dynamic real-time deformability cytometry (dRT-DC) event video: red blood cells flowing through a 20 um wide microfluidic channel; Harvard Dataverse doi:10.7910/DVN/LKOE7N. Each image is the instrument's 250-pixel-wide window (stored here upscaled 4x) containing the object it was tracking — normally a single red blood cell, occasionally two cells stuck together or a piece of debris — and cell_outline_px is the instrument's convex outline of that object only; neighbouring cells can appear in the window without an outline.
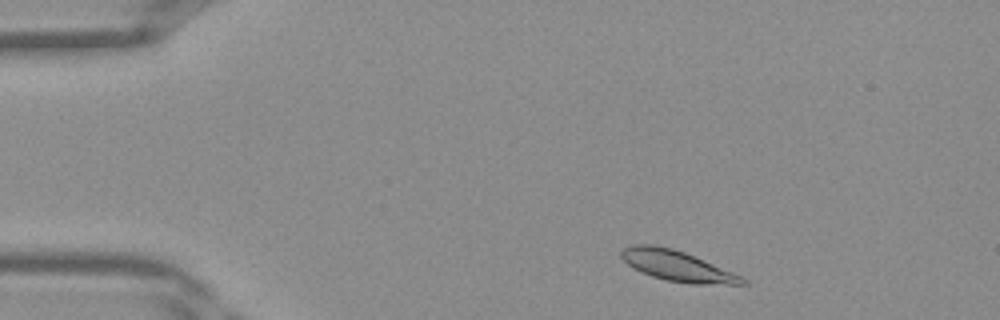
{"species": "Egyptian fruit bat (a non-hibernating species)", "species_latin": "Rousettus aegyptiacus", "temperature_condition": "warm", "stored_images_in_passage": 37, "camera_frame_rate_fps": 3000, "um_per_image_px": 0.085, "frame": {"image": 1, "passage_image": 3, "time_ms": 0.667, "image_size_px": [1000, 320], "cell_outline_px": [[748, 284], [692, 284], [668, 280], [652, 276], [628, 264], [620, 256], [620, 252], [624, 248], [636, 244], [652, 244], [672, 248], [684, 252], [704, 260], [740, 276], [748, 280]], "centroid_in_image_um": [57.56, 22.59], "position_along_channel_um": 27.4, "area_um2": 21.04}}
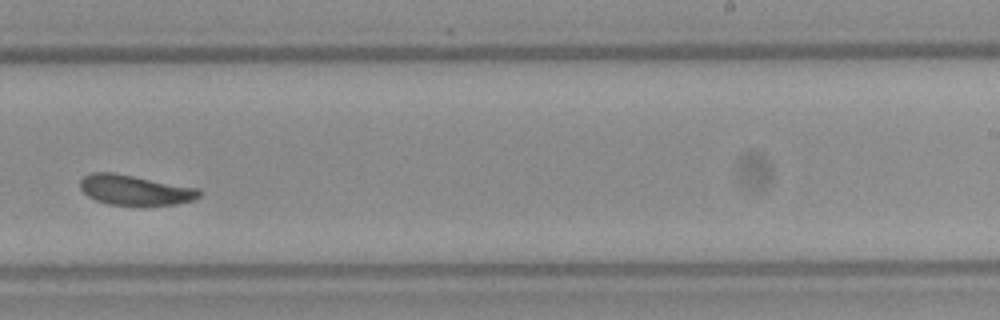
{"frame": {"image": 2, "passage_image": 22, "time_ms": 7.0, "image_size_px": [1000, 320], "cell_outline_px": [[200, 196], [192, 200], [176, 204], [108, 204], [96, 200], [88, 196], [80, 188], [80, 180], [84, 176], [92, 172], [112, 172], [200, 188]], "centroid_in_image_um": [11.46, 16.13], "position_along_channel_um": 277.5, "area_um2": 20.58}}
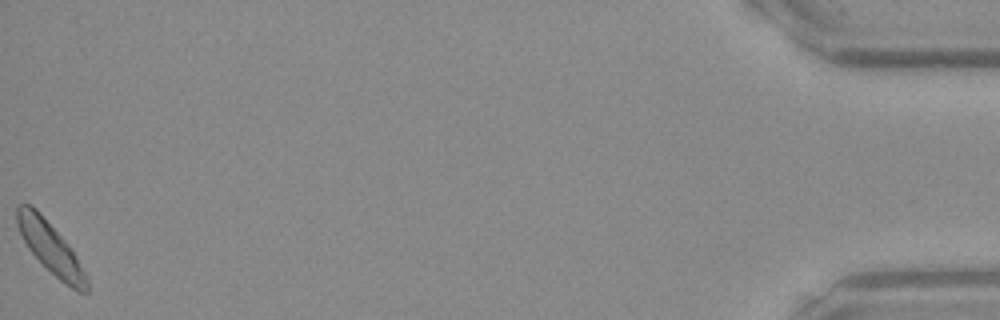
{"frame": {"image": 3, "passage_image": 37, "time_ms": 12.0, "image_size_px": [1000, 320], "cell_outline_px": [[88, 292], [80, 292], [72, 288], [60, 280], [28, 248], [16, 224], [16, 204], [32, 204], [36, 208], [72, 248], [88, 276]], "centroid_in_image_um": [4.31, 21.04], "position_along_channel_um": 430.9, "area_um2": 20.63}}